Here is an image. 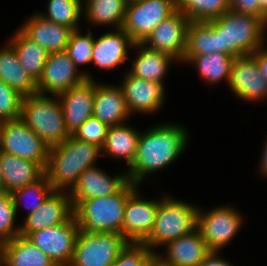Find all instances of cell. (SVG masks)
<instances>
[{"mask_svg":"<svg viewBox=\"0 0 267 266\" xmlns=\"http://www.w3.org/2000/svg\"><path fill=\"white\" fill-rule=\"evenodd\" d=\"M187 143L188 131L179 124H160L141 132L135 157L126 171L129 181L139 186L145 175L174 162Z\"/></svg>","mask_w":267,"mask_h":266,"instance_id":"1","label":"cell"},{"mask_svg":"<svg viewBox=\"0 0 267 266\" xmlns=\"http://www.w3.org/2000/svg\"><path fill=\"white\" fill-rule=\"evenodd\" d=\"M206 22L216 31V53L236 58L252 55L265 44L267 22L263 18L230 9L219 18Z\"/></svg>","mask_w":267,"mask_h":266,"instance_id":"2","label":"cell"},{"mask_svg":"<svg viewBox=\"0 0 267 266\" xmlns=\"http://www.w3.org/2000/svg\"><path fill=\"white\" fill-rule=\"evenodd\" d=\"M101 152V147L80 141L72 135L61 144L50 147L45 174L54 191L69 194L78 177L86 169L94 167ZM66 186L68 191H64Z\"/></svg>","mask_w":267,"mask_h":266,"instance_id":"3","label":"cell"},{"mask_svg":"<svg viewBox=\"0 0 267 266\" xmlns=\"http://www.w3.org/2000/svg\"><path fill=\"white\" fill-rule=\"evenodd\" d=\"M137 187L129 181L115 194L83 201H71L79 231L86 235L104 232L122 235L127 198Z\"/></svg>","mask_w":267,"mask_h":266,"instance_id":"4","label":"cell"},{"mask_svg":"<svg viewBox=\"0 0 267 266\" xmlns=\"http://www.w3.org/2000/svg\"><path fill=\"white\" fill-rule=\"evenodd\" d=\"M20 119L49 147L71 136L66 130L58 96L36 93L23 97Z\"/></svg>","mask_w":267,"mask_h":266,"instance_id":"5","label":"cell"},{"mask_svg":"<svg viewBox=\"0 0 267 266\" xmlns=\"http://www.w3.org/2000/svg\"><path fill=\"white\" fill-rule=\"evenodd\" d=\"M198 209L171 196L163 197L159 200L153 230L143 244L154 251L155 247L193 232L197 229Z\"/></svg>","mask_w":267,"mask_h":266,"instance_id":"6","label":"cell"},{"mask_svg":"<svg viewBox=\"0 0 267 266\" xmlns=\"http://www.w3.org/2000/svg\"><path fill=\"white\" fill-rule=\"evenodd\" d=\"M128 243L118 233L86 235L79 231L69 266H111Z\"/></svg>","mask_w":267,"mask_h":266,"instance_id":"7","label":"cell"},{"mask_svg":"<svg viewBox=\"0 0 267 266\" xmlns=\"http://www.w3.org/2000/svg\"><path fill=\"white\" fill-rule=\"evenodd\" d=\"M49 146L20 118L0 122V151L47 166Z\"/></svg>","mask_w":267,"mask_h":266,"instance_id":"8","label":"cell"},{"mask_svg":"<svg viewBox=\"0 0 267 266\" xmlns=\"http://www.w3.org/2000/svg\"><path fill=\"white\" fill-rule=\"evenodd\" d=\"M176 10V0L129 1L122 28L134 43H143L152 30Z\"/></svg>","mask_w":267,"mask_h":266,"instance_id":"9","label":"cell"},{"mask_svg":"<svg viewBox=\"0 0 267 266\" xmlns=\"http://www.w3.org/2000/svg\"><path fill=\"white\" fill-rule=\"evenodd\" d=\"M198 209L197 229L211 251H220L242 226L241 213L230 206H218L207 213Z\"/></svg>","mask_w":267,"mask_h":266,"instance_id":"10","label":"cell"},{"mask_svg":"<svg viewBox=\"0 0 267 266\" xmlns=\"http://www.w3.org/2000/svg\"><path fill=\"white\" fill-rule=\"evenodd\" d=\"M79 226L73 215L67 222L30 233L27 238L55 263L69 266L71 263Z\"/></svg>","mask_w":267,"mask_h":266,"instance_id":"11","label":"cell"},{"mask_svg":"<svg viewBox=\"0 0 267 266\" xmlns=\"http://www.w3.org/2000/svg\"><path fill=\"white\" fill-rule=\"evenodd\" d=\"M85 79H93L87 72H79L66 51L50 53L37 81V93L58 96Z\"/></svg>","mask_w":267,"mask_h":266,"instance_id":"12","label":"cell"},{"mask_svg":"<svg viewBox=\"0 0 267 266\" xmlns=\"http://www.w3.org/2000/svg\"><path fill=\"white\" fill-rule=\"evenodd\" d=\"M190 20L180 11L163 20L142 43L147 48L174 56L183 60L187 45V31Z\"/></svg>","mask_w":267,"mask_h":266,"instance_id":"13","label":"cell"},{"mask_svg":"<svg viewBox=\"0 0 267 266\" xmlns=\"http://www.w3.org/2000/svg\"><path fill=\"white\" fill-rule=\"evenodd\" d=\"M137 188L128 196L124 209L122 236L129 243H143L153 230L159 200L140 198Z\"/></svg>","mask_w":267,"mask_h":266,"instance_id":"14","label":"cell"},{"mask_svg":"<svg viewBox=\"0 0 267 266\" xmlns=\"http://www.w3.org/2000/svg\"><path fill=\"white\" fill-rule=\"evenodd\" d=\"M73 215V205L69 194L53 191L37 210L26 215L24 224L19 226L20 236L27 237L32 232L60 225L67 222Z\"/></svg>","mask_w":267,"mask_h":266,"instance_id":"15","label":"cell"},{"mask_svg":"<svg viewBox=\"0 0 267 266\" xmlns=\"http://www.w3.org/2000/svg\"><path fill=\"white\" fill-rule=\"evenodd\" d=\"M95 80L85 79L58 95L66 130L70 135L91 116H93Z\"/></svg>","mask_w":267,"mask_h":266,"instance_id":"16","label":"cell"},{"mask_svg":"<svg viewBox=\"0 0 267 266\" xmlns=\"http://www.w3.org/2000/svg\"><path fill=\"white\" fill-rule=\"evenodd\" d=\"M228 85L236 96L245 101L256 102L267 98V81L260 75L252 55L235 58Z\"/></svg>","mask_w":267,"mask_h":266,"instance_id":"17","label":"cell"},{"mask_svg":"<svg viewBox=\"0 0 267 266\" xmlns=\"http://www.w3.org/2000/svg\"><path fill=\"white\" fill-rule=\"evenodd\" d=\"M121 87L130 114L158 111L165 101L164 85L137 78L129 72L126 73Z\"/></svg>","mask_w":267,"mask_h":266,"instance_id":"18","label":"cell"},{"mask_svg":"<svg viewBox=\"0 0 267 266\" xmlns=\"http://www.w3.org/2000/svg\"><path fill=\"white\" fill-rule=\"evenodd\" d=\"M129 182L127 173L111 177L94 166L86 169L77 179L74 189L69 192L71 201H83L104 197L120 191Z\"/></svg>","mask_w":267,"mask_h":266,"instance_id":"19","label":"cell"},{"mask_svg":"<svg viewBox=\"0 0 267 266\" xmlns=\"http://www.w3.org/2000/svg\"><path fill=\"white\" fill-rule=\"evenodd\" d=\"M114 29L115 31H109L94 39L91 63L102 70H110L120 64H125L128 49L134 45L131 37L123 28Z\"/></svg>","mask_w":267,"mask_h":266,"instance_id":"20","label":"cell"},{"mask_svg":"<svg viewBox=\"0 0 267 266\" xmlns=\"http://www.w3.org/2000/svg\"><path fill=\"white\" fill-rule=\"evenodd\" d=\"M164 246L167 248L166 256H156L166 266H198L211 251L198 229Z\"/></svg>","mask_w":267,"mask_h":266,"instance_id":"21","label":"cell"},{"mask_svg":"<svg viewBox=\"0 0 267 266\" xmlns=\"http://www.w3.org/2000/svg\"><path fill=\"white\" fill-rule=\"evenodd\" d=\"M130 114L122 87L95 82L93 116L108 126L123 124Z\"/></svg>","mask_w":267,"mask_h":266,"instance_id":"22","label":"cell"},{"mask_svg":"<svg viewBox=\"0 0 267 266\" xmlns=\"http://www.w3.org/2000/svg\"><path fill=\"white\" fill-rule=\"evenodd\" d=\"M20 29L49 54L66 51L72 32L68 27L45 20L38 13L30 17Z\"/></svg>","mask_w":267,"mask_h":266,"instance_id":"23","label":"cell"},{"mask_svg":"<svg viewBox=\"0 0 267 266\" xmlns=\"http://www.w3.org/2000/svg\"><path fill=\"white\" fill-rule=\"evenodd\" d=\"M0 266H56L27 237L16 236L0 244Z\"/></svg>","mask_w":267,"mask_h":266,"instance_id":"24","label":"cell"},{"mask_svg":"<svg viewBox=\"0 0 267 266\" xmlns=\"http://www.w3.org/2000/svg\"><path fill=\"white\" fill-rule=\"evenodd\" d=\"M0 170L4 181V192L7 193L36 181L45 173L38 163L2 151H0Z\"/></svg>","mask_w":267,"mask_h":266,"instance_id":"25","label":"cell"},{"mask_svg":"<svg viewBox=\"0 0 267 266\" xmlns=\"http://www.w3.org/2000/svg\"><path fill=\"white\" fill-rule=\"evenodd\" d=\"M133 48H137L139 54L132 60L133 65L129 73L137 78L164 85V75L169 70V65L179 60L170 54L151 50L142 43H134Z\"/></svg>","mask_w":267,"mask_h":266,"instance_id":"26","label":"cell"},{"mask_svg":"<svg viewBox=\"0 0 267 266\" xmlns=\"http://www.w3.org/2000/svg\"><path fill=\"white\" fill-rule=\"evenodd\" d=\"M0 80L23 97L37 93V82L23 68L9 43L0 49Z\"/></svg>","mask_w":267,"mask_h":266,"instance_id":"27","label":"cell"},{"mask_svg":"<svg viewBox=\"0 0 267 266\" xmlns=\"http://www.w3.org/2000/svg\"><path fill=\"white\" fill-rule=\"evenodd\" d=\"M140 133L125 123L109 126L101 155L123 158L129 166L135 157Z\"/></svg>","mask_w":267,"mask_h":266,"instance_id":"28","label":"cell"},{"mask_svg":"<svg viewBox=\"0 0 267 266\" xmlns=\"http://www.w3.org/2000/svg\"><path fill=\"white\" fill-rule=\"evenodd\" d=\"M8 43L16 51L23 68L37 82L49 55L47 50L30 39L20 28Z\"/></svg>","mask_w":267,"mask_h":266,"instance_id":"29","label":"cell"},{"mask_svg":"<svg viewBox=\"0 0 267 266\" xmlns=\"http://www.w3.org/2000/svg\"><path fill=\"white\" fill-rule=\"evenodd\" d=\"M85 3L83 10L88 23L122 28L128 0H86Z\"/></svg>","mask_w":267,"mask_h":266,"instance_id":"30","label":"cell"},{"mask_svg":"<svg viewBox=\"0 0 267 266\" xmlns=\"http://www.w3.org/2000/svg\"><path fill=\"white\" fill-rule=\"evenodd\" d=\"M235 57L225 53H212L193 56L188 62L195 64L202 79L208 84H216L221 80L229 82Z\"/></svg>","mask_w":267,"mask_h":266,"instance_id":"31","label":"cell"},{"mask_svg":"<svg viewBox=\"0 0 267 266\" xmlns=\"http://www.w3.org/2000/svg\"><path fill=\"white\" fill-rule=\"evenodd\" d=\"M214 52H216V31L206 21H191L182 63H188L193 56Z\"/></svg>","mask_w":267,"mask_h":266,"instance_id":"32","label":"cell"},{"mask_svg":"<svg viewBox=\"0 0 267 266\" xmlns=\"http://www.w3.org/2000/svg\"><path fill=\"white\" fill-rule=\"evenodd\" d=\"M176 7L190 21H210L230 10V0H176Z\"/></svg>","mask_w":267,"mask_h":266,"instance_id":"33","label":"cell"},{"mask_svg":"<svg viewBox=\"0 0 267 266\" xmlns=\"http://www.w3.org/2000/svg\"><path fill=\"white\" fill-rule=\"evenodd\" d=\"M82 2L83 0H49L47 14H38L45 20L68 27L72 31L78 30V22L83 14Z\"/></svg>","mask_w":267,"mask_h":266,"instance_id":"34","label":"cell"},{"mask_svg":"<svg viewBox=\"0 0 267 266\" xmlns=\"http://www.w3.org/2000/svg\"><path fill=\"white\" fill-rule=\"evenodd\" d=\"M53 191L54 189L48 181L47 175L44 173L36 181L29 183L22 188L16 189L11 193L16 212L18 211L19 203H21L20 201H22V199L26 198L27 200L28 198L29 200L32 198L31 200H34L32 204L28 205L26 202L23 204L28 210L27 215H29L31 212L37 210Z\"/></svg>","mask_w":267,"mask_h":266,"instance_id":"35","label":"cell"},{"mask_svg":"<svg viewBox=\"0 0 267 266\" xmlns=\"http://www.w3.org/2000/svg\"><path fill=\"white\" fill-rule=\"evenodd\" d=\"M94 36L91 30L88 34H80L79 29L71 32L66 52L78 68L79 65L91 64L93 56Z\"/></svg>","mask_w":267,"mask_h":266,"instance_id":"36","label":"cell"},{"mask_svg":"<svg viewBox=\"0 0 267 266\" xmlns=\"http://www.w3.org/2000/svg\"><path fill=\"white\" fill-rule=\"evenodd\" d=\"M16 214L11 193L0 192V244L20 235V227L14 226Z\"/></svg>","mask_w":267,"mask_h":266,"instance_id":"37","label":"cell"},{"mask_svg":"<svg viewBox=\"0 0 267 266\" xmlns=\"http://www.w3.org/2000/svg\"><path fill=\"white\" fill-rule=\"evenodd\" d=\"M156 254L143 243H128L111 266H147Z\"/></svg>","mask_w":267,"mask_h":266,"instance_id":"38","label":"cell"},{"mask_svg":"<svg viewBox=\"0 0 267 266\" xmlns=\"http://www.w3.org/2000/svg\"><path fill=\"white\" fill-rule=\"evenodd\" d=\"M23 96L0 80V122L19 119Z\"/></svg>","mask_w":267,"mask_h":266,"instance_id":"39","label":"cell"},{"mask_svg":"<svg viewBox=\"0 0 267 266\" xmlns=\"http://www.w3.org/2000/svg\"><path fill=\"white\" fill-rule=\"evenodd\" d=\"M109 126L98 118L89 117L72 135L76 139L103 147Z\"/></svg>","mask_w":267,"mask_h":266,"instance_id":"40","label":"cell"},{"mask_svg":"<svg viewBox=\"0 0 267 266\" xmlns=\"http://www.w3.org/2000/svg\"><path fill=\"white\" fill-rule=\"evenodd\" d=\"M230 9L241 14L263 18L267 22V16L261 11L259 0H230Z\"/></svg>","mask_w":267,"mask_h":266,"instance_id":"41","label":"cell"},{"mask_svg":"<svg viewBox=\"0 0 267 266\" xmlns=\"http://www.w3.org/2000/svg\"><path fill=\"white\" fill-rule=\"evenodd\" d=\"M258 48L252 56L256 59V62L259 67L260 75L267 81V49Z\"/></svg>","mask_w":267,"mask_h":266,"instance_id":"42","label":"cell"},{"mask_svg":"<svg viewBox=\"0 0 267 266\" xmlns=\"http://www.w3.org/2000/svg\"><path fill=\"white\" fill-rule=\"evenodd\" d=\"M218 251H210L198 266H233L227 260L219 258Z\"/></svg>","mask_w":267,"mask_h":266,"instance_id":"43","label":"cell"},{"mask_svg":"<svg viewBox=\"0 0 267 266\" xmlns=\"http://www.w3.org/2000/svg\"><path fill=\"white\" fill-rule=\"evenodd\" d=\"M262 159L260 160V173L267 177V141L263 147Z\"/></svg>","mask_w":267,"mask_h":266,"instance_id":"44","label":"cell"},{"mask_svg":"<svg viewBox=\"0 0 267 266\" xmlns=\"http://www.w3.org/2000/svg\"><path fill=\"white\" fill-rule=\"evenodd\" d=\"M147 266H166L157 256H155Z\"/></svg>","mask_w":267,"mask_h":266,"instance_id":"45","label":"cell"},{"mask_svg":"<svg viewBox=\"0 0 267 266\" xmlns=\"http://www.w3.org/2000/svg\"><path fill=\"white\" fill-rule=\"evenodd\" d=\"M261 11L267 16V0H259Z\"/></svg>","mask_w":267,"mask_h":266,"instance_id":"46","label":"cell"},{"mask_svg":"<svg viewBox=\"0 0 267 266\" xmlns=\"http://www.w3.org/2000/svg\"><path fill=\"white\" fill-rule=\"evenodd\" d=\"M0 192H4V181L0 170Z\"/></svg>","mask_w":267,"mask_h":266,"instance_id":"47","label":"cell"}]
</instances>
